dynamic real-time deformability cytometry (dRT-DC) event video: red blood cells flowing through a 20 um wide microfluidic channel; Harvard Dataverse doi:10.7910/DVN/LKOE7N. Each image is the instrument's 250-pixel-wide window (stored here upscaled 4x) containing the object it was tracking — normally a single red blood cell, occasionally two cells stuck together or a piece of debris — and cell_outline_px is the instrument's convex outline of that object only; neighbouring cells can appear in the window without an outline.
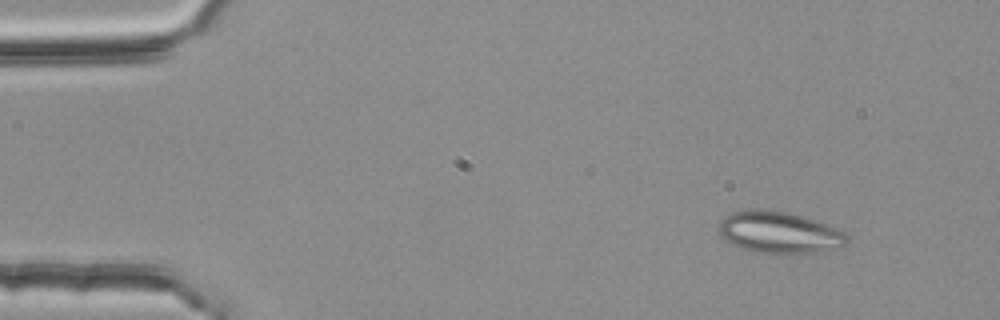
{"species": "common noctule bat (a hibernating species)", "species_latin": "Nyctalus noctula", "temperature_condition": "room temperature", "stored_images_in_passage": 3, "camera_frame_rate_fps": 3000, "um_per_image_px": 0.085, "animal": {"sex": "female", "body_mass_g": 25.1}, "frame": {"image": 1, "passage_image": 1, "time_ms": 0.0, "image_size_px": [1000, 320], "cell_outline_px": [[848, 240], [840, 248], [824, 252], [760, 252], [744, 248], [724, 240], [720, 236], [720, 220], [724, 216], [732, 212], [748, 208], [756, 208], [784, 212], [800, 216], [836, 228], [844, 232], [848, 236]], "centroid_in_image_um": [66.22, 19.74], "position_along_channel_um": 18.8, "area_um2": 30.58}}